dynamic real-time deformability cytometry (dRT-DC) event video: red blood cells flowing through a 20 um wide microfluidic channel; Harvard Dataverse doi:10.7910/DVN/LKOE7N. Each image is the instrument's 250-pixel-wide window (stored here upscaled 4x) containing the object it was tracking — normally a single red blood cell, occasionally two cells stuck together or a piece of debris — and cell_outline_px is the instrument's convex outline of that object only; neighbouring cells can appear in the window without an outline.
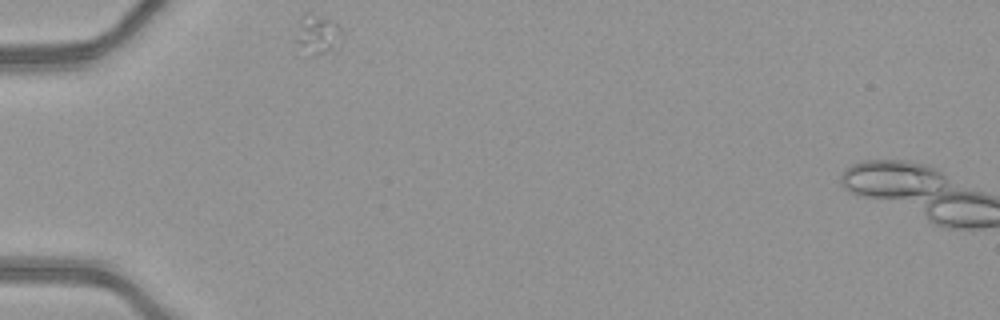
{"species": "common noctule bat (a hibernating species)", "species_latin": "Nyctalus noctula", "temperature_condition": "warm", "stored_images_in_passage": 32, "camera_frame_rate_fps": 3000, "um_per_image_px": 0.085, "animal": {"sex": "female", "body_mass_g": 21.9}, "frame": {"image": 1, "passage_image": 1, "time_ms": 0.0, "image_size_px": [1000, 320], "cell_outline_px": [[344, 36], [340, 48], [324, 52], [316, 52], [300, 44], [296, 40], [300, 16], [308, 12], [332, 20], [344, 32]], "centroid_in_image_um": [27.12, 2.83], "position_along_channel_um": 57.9, "area_um2": 10.12}}